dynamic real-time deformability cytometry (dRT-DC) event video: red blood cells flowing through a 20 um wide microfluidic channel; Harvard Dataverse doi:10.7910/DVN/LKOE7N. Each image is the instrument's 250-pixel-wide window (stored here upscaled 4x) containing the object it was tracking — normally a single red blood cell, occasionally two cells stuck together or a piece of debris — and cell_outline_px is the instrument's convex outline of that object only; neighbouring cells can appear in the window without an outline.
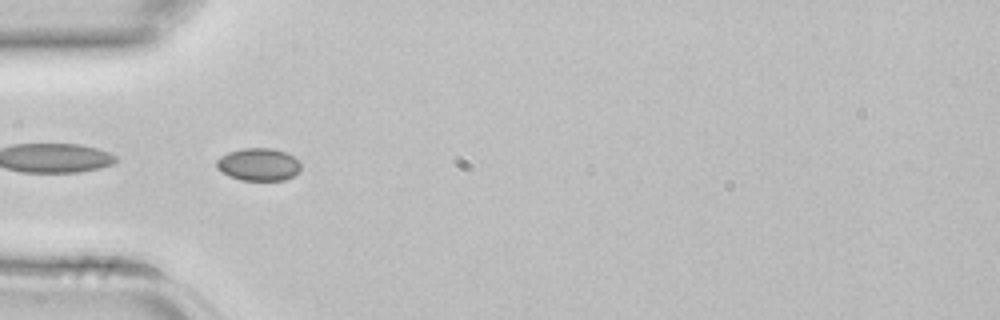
{"species": "common noctule bat (a hibernating species)", "species_latin": "Nyctalus noctula", "temperature_condition": "room temperature", "stored_images_in_passage": 4, "camera_frame_rate_fps": 3000, "um_per_image_px": 0.085, "animal": {"sex": "female", "body_mass_g": 22.7, "forearm_length_mm": 54.2}, "frame": {"image": 1, "passage_image": 4, "time_ms": 1.0, "image_size_px": [1000, 320], "cell_outline_px": [[300, 168], [292, 176], [284, 180], [240, 180], [228, 176], [216, 168], [216, 160], [220, 156], [228, 152], [244, 148], [272, 148], [284, 152], [300, 160]], "centroid_in_image_um": [21.94, 13.98], "position_along_channel_um": 63.1, "area_um2": 16.01}}